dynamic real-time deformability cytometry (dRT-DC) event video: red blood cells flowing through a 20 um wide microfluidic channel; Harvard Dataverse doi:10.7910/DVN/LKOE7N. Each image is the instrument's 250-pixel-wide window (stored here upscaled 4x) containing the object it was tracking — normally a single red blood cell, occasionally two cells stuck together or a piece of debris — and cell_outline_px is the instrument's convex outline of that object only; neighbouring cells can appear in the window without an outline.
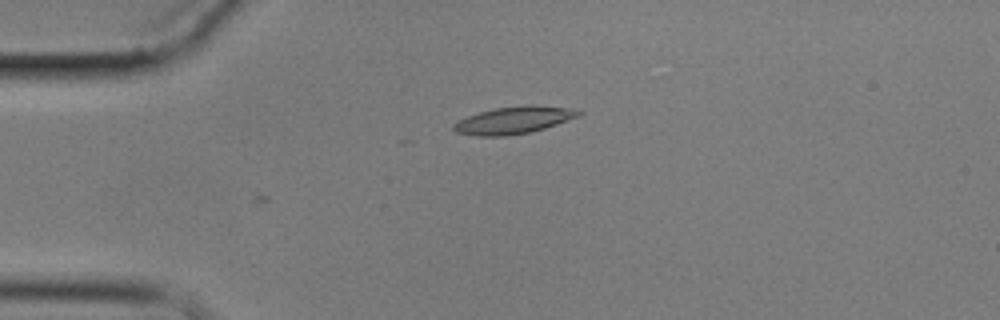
{"species": "common noctule bat (a hibernating species)", "species_latin": "Nyctalus noctula", "temperature_condition": "cold", "stored_images_in_passage": 5, "camera_frame_rate_fps": 3000, "um_per_image_px": 0.085, "animal": {"sex": "male", "body_mass_g": 17.9}, "frame": {"image": 1, "passage_image": 5, "time_ms": 5.333, "image_size_px": [1000, 320], "cell_outline_px": [[584, 112], [580, 116], [544, 128], [528, 132], [504, 136], [476, 136], [456, 132], [452, 128], [452, 124], [468, 116], [480, 112], [496, 108], [528, 104], [580, 108]], "centroid_in_image_um": [43.74, 10.19], "position_along_channel_um": 41.3, "area_um2": 19.94}}